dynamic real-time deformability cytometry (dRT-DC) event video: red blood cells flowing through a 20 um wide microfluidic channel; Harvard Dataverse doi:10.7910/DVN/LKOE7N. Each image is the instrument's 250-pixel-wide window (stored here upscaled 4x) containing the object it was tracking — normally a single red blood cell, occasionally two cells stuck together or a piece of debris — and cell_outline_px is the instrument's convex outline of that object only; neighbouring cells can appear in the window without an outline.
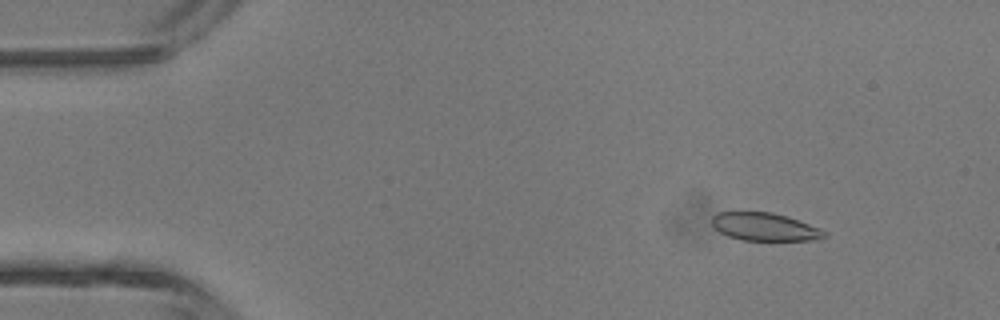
{"species": "common noctule bat (a hibernating species)", "species_latin": "Nyctalus noctula", "temperature_condition": "room temperature", "stored_images_in_passage": 45, "camera_frame_rate_fps": 3000, "um_per_image_px": 0.085, "animal": {"sex": "male", "body_mass_g": 13.3}, "frame": {"image": 1, "passage_image": 5, "time_ms": 1.333, "image_size_px": [1000, 320], "cell_outline_px": [[828, 236], [812, 240], [740, 240], [728, 236], [720, 232], [712, 224], [712, 216], [716, 212], [772, 212], [788, 216], [820, 228]], "centroid_in_image_um": [64.98, 19.27], "position_along_channel_um": 20.0, "area_um2": 18.26}}
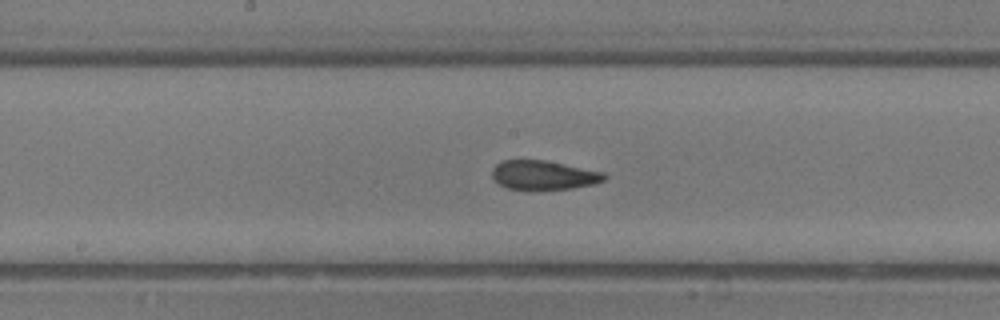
{"frame": {"image": 2, "passage_image": 23, "time_ms": 7.333, "image_size_px": [1000, 320], "cell_outline_px": [[608, 176], [604, 180], [592, 184], [572, 188], [508, 188], [500, 184], [492, 176], [492, 168], [496, 164], [504, 160], [544, 160], [604, 172]], "centroid_in_image_um": [46.21, 14.86], "position_along_channel_um": 202.0, "area_um2": 18.5}}
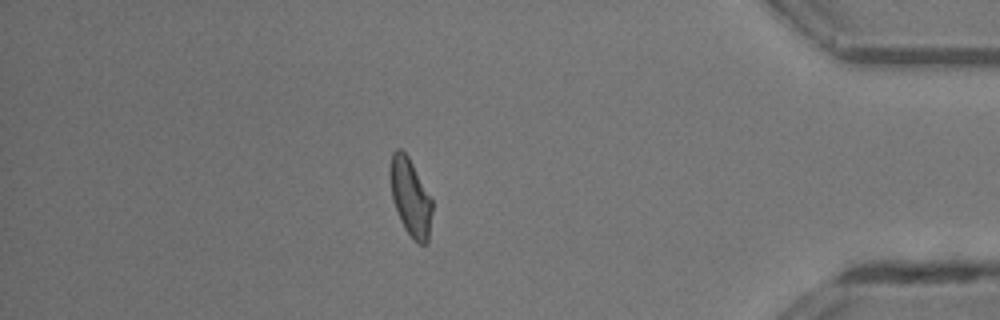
{"frame": {"image": 3, "passage_image": 39, "time_ms": 12.667, "image_size_px": [1000, 320], "cell_outline_px": [[432, 212], [428, 244], [420, 244], [404, 228], [400, 220], [392, 200], [388, 176], [388, 172], [392, 152], [396, 148], [400, 148], [408, 156], [432, 196]], "centroid_in_image_um": [34.87, 16.71], "position_along_channel_um": 400.3, "area_um2": 19.42}, "authors_computed_cell_mechanics": {"area_um2": 19.5364, "velocity_mm_per_s": 4.4906, "shape_relaxation_time_tau1_ms": null, "shape_relaxation_time_tau2_ms": 1.5486, "deformation_change_tau1": null, "deformation_change_tau2": 0.0661}}